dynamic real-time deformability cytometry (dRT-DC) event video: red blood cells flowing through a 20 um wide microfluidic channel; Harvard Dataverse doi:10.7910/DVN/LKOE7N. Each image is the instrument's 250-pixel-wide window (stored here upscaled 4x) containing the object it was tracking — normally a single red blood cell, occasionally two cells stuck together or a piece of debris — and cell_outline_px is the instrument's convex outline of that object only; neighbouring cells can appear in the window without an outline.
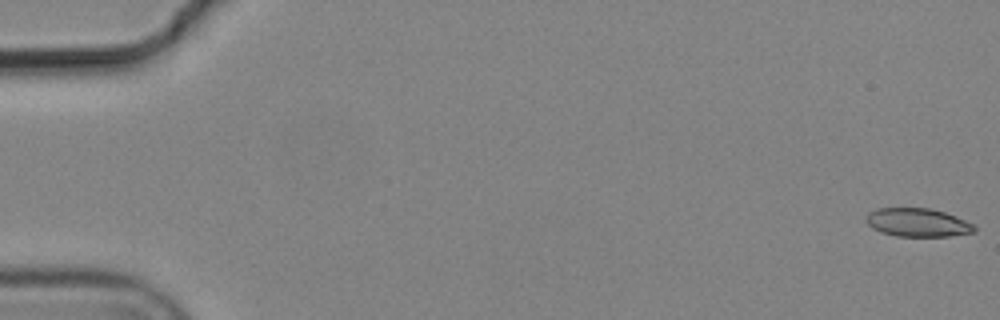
{"species": "common noctule bat (a hibernating species)", "species_latin": "Nyctalus noctula", "temperature_condition": "cold", "stored_images_in_passage": 5, "camera_frame_rate_fps": 3000, "um_per_image_px": 0.085, "animal": {"sex": "male", "body_mass_g": 19.2, "forearm_length_mm": 51.8}, "frame": {"image": 1, "passage_image": 1, "time_ms": 0.0, "image_size_px": [1000, 320], "cell_outline_px": [[976, 232], [948, 236], [896, 236], [880, 232], [872, 228], [868, 224], [868, 212], [876, 208], [932, 208], [956, 216], [976, 224]], "centroid_in_image_um": [78.05, 18.91], "position_along_channel_um": 7.0, "area_um2": 18.03}}
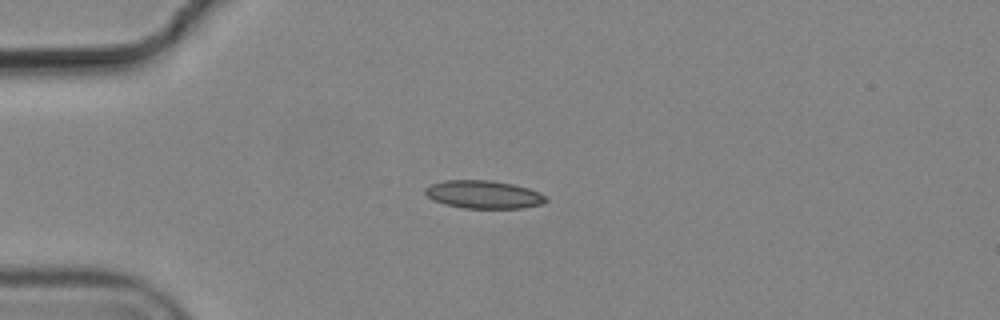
{"frame": {"image": 2, "passage_image": 5, "time_ms": 1.333, "image_size_px": [1000, 320], "cell_outline_px": [[548, 200], [544, 204], [524, 208], [464, 208], [444, 204], [432, 200], [424, 192], [424, 188], [432, 184], [444, 180], [492, 180], [512, 184], [528, 188], [540, 192], [548, 196]], "centroid_in_image_um": [41.14, 16.53], "position_along_channel_um": 43.9, "area_um2": 19.94}}